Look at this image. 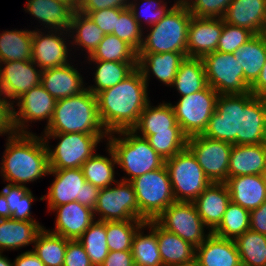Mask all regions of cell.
<instances>
[{
	"instance_id": "obj_47",
	"label": "cell",
	"mask_w": 266,
	"mask_h": 266,
	"mask_svg": "<svg viewBox=\"0 0 266 266\" xmlns=\"http://www.w3.org/2000/svg\"><path fill=\"white\" fill-rule=\"evenodd\" d=\"M142 29L135 20L131 10L126 8L120 10L116 29L112 34L127 42L138 52L143 41L142 37H144Z\"/></svg>"
},
{
	"instance_id": "obj_3",
	"label": "cell",
	"mask_w": 266,
	"mask_h": 266,
	"mask_svg": "<svg viewBox=\"0 0 266 266\" xmlns=\"http://www.w3.org/2000/svg\"><path fill=\"white\" fill-rule=\"evenodd\" d=\"M32 133L8 136L0 164L1 174L10 184L25 186L49 173L47 141Z\"/></svg>"
},
{
	"instance_id": "obj_65",
	"label": "cell",
	"mask_w": 266,
	"mask_h": 266,
	"mask_svg": "<svg viewBox=\"0 0 266 266\" xmlns=\"http://www.w3.org/2000/svg\"><path fill=\"white\" fill-rule=\"evenodd\" d=\"M185 266H202L196 259L193 262L187 263Z\"/></svg>"
},
{
	"instance_id": "obj_40",
	"label": "cell",
	"mask_w": 266,
	"mask_h": 266,
	"mask_svg": "<svg viewBox=\"0 0 266 266\" xmlns=\"http://www.w3.org/2000/svg\"><path fill=\"white\" fill-rule=\"evenodd\" d=\"M250 229V211L230 201L220 224L211 232L224 239L235 240Z\"/></svg>"
},
{
	"instance_id": "obj_28",
	"label": "cell",
	"mask_w": 266,
	"mask_h": 266,
	"mask_svg": "<svg viewBox=\"0 0 266 266\" xmlns=\"http://www.w3.org/2000/svg\"><path fill=\"white\" fill-rule=\"evenodd\" d=\"M133 131L141 132L142 137L147 138L157 132H183L177 123L171 103H160L157 107L150 102L140 114L138 123L132 128Z\"/></svg>"
},
{
	"instance_id": "obj_54",
	"label": "cell",
	"mask_w": 266,
	"mask_h": 266,
	"mask_svg": "<svg viewBox=\"0 0 266 266\" xmlns=\"http://www.w3.org/2000/svg\"><path fill=\"white\" fill-rule=\"evenodd\" d=\"M130 0H83L79 11H97L107 8H129Z\"/></svg>"
},
{
	"instance_id": "obj_44",
	"label": "cell",
	"mask_w": 266,
	"mask_h": 266,
	"mask_svg": "<svg viewBox=\"0 0 266 266\" xmlns=\"http://www.w3.org/2000/svg\"><path fill=\"white\" fill-rule=\"evenodd\" d=\"M77 240L84 246L91 263L100 266L109 253L105 222L94 221Z\"/></svg>"
},
{
	"instance_id": "obj_59",
	"label": "cell",
	"mask_w": 266,
	"mask_h": 266,
	"mask_svg": "<svg viewBox=\"0 0 266 266\" xmlns=\"http://www.w3.org/2000/svg\"><path fill=\"white\" fill-rule=\"evenodd\" d=\"M250 92L256 97L266 98V61L256 82L250 87Z\"/></svg>"
},
{
	"instance_id": "obj_61",
	"label": "cell",
	"mask_w": 266,
	"mask_h": 266,
	"mask_svg": "<svg viewBox=\"0 0 266 266\" xmlns=\"http://www.w3.org/2000/svg\"><path fill=\"white\" fill-rule=\"evenodd\" d=\"M68 5L72 6L75 10H79L81 6V0H61Z\"/></svg>"
},
{
	"instance_id": "obj_34",
	"label": "cell",
	"mask_w": 266,
	"mask_h": 266,
	"mask_svg": "<svg viewBox=\"0 0 266 266\" xmlns=\"http://www.w3.org/2000/svg\"><path fill=\"white\" fill-rule=\"evenodd\" d=\"M207 86L203 59L185 57L180 64L172 87H175L181 96H187L201 91Z\"/></svg>"
},
{
	"instance_id": "obj_12",
	"label": "cell",
	"mask_w": 266,
	"mask_h": 266,
	"mask_svg": "<svg viewBox=\"0 0 266 266\" xmlns=\"http://www.w3.org/2000/svg\"><path fill=\"white\" fill-rule=\"evenodd\" d=\"M117 186L100 189L94 213L99 221L139 220V206L130 181L120 180Z\"/></svg>"
},
{
	"instance_id": "obj_20",
	"label": "cell",
	"mask_w": 266,
	"mask_h": 266,
	"mask_svg": "<svg viewBox=\"0 0 266 266\" xmlns=\"http://www.w3.org/2000/svg\"><path fill=\"white\" fill-rule=\"evenodd\" d=\"M57 211L54 234L69 240H77L94 222V211L77 201L62 204L53 209Z\"/></svg>"
},
{
	"instance_id": "obj_2",
	"label": "cell",
	"mask_w": 266,
	"mask_h": 266,
	"mask_svg": "<svg viewBox=\"0 0 266 266\" xmlns=\"http://www.w3.org/2000/svg\"><path fill=\"white\" fill-rule=\"evenodd\" d=\"M146 81L136 68L115 86L99 92L97 97L100 120L108 133L132 129L150 102Z\"/></svg>"
},
{
	"instance_id": "obj_11",
	"label": "cell",
	"mask_w": 266,
	"mask_h": 266,
	"mask_svg": "<svg viewBox=\"0 0 266 266\" xmlns=\"http://www.w3.org/2000/svg\"><path fill=\"white\" fill-rule=\"evenodd\" d=\"M208 85L219 95L247 94L250 87L244 80L242 66L233 54L215 51L203 58Z\"/></svg>"
},
{
	"instance_id": "obj_57",
	"label": "cell",
	"mask_w": 266,
	"mask_h": 266,
	"mask_svg": "<svg viewBox=\"0 0 266 266\" xmlns=\"http://www.w3.org/2000/svg\"><path fill=\"white\" fill-rule=\"evenodd\" d=\"M99 191L100 189L98 187H95L89 182H85L82 186L81 199L78 202L94 210Z\"/></svg>"
},
{
	"instance_id": "obj_51",
	"label": "cell",
	"mask_w": 266,
	"mask_h": 266,
	"mask_svg": "<svg viewBox=\"0 0 266 266\" xmlns=\"http://www.w3.org/2000/svg\"><path fill=\"white\" fill-rule=\"evenodd\" d=\"M120 8H107L97 11H80L89 16V18L101 29L105 34H112L116 29L117 19H119Z\"/></svg>"
},
{
	"instance_id": "obj_46",
	"label": "cell",
	"mask_w": 266,
	"mask_h": 266,
	"mask_svg": "<svg viewBox=\"0 0 266 266\" xmlns=\"http://www.w3.org/2000/svg\"><path fill=\"white\" fill-rule=\"evenodd\" d=\"M146 139L165 161L185 149L188 141L184 132H157Z\"/></svg>"
},
{
	"instance_id": "obj_23",
	"label": "cell",
	"mask_w": 266,
	"mask_h": 266,
	"mask_svg": "<svg viewBox=\"0 0 266 266\" xmlns=\"http://www.w3.org/2000/svg\"><path fill=\"white\" fill-rule=\"evenodd\" d=\"M232 202L252 211L266 201V181L263 175L227 178L225 182Z\"/></svg>"
},
{
	"instance_id": "obj_52",
	"label": "cell",
	"mask_w": 266,
	"mask_h": 266,
	"mask_svg": "<svg viewBox=\"0 0 266 266\" xmlns=\"http://www.w3.org/2000/svg\"><path fill=\"white\" fill-rule=\"evenodd\" d=\"M63 266H94L84 246L78 240H69Z\"/></svg>"
},
{
	"instance_id": "obj_1",
	"label": "cell",
	"mask_w": 266,
	"mask_h": 266,
	"mask_svg": "<svg viewBox=\"0 0 266 266\" xmlns=\"http://www.w3.org/2000/svg\"><path fill=\"white\" fill-rule=\"evenodd\" d=\"M204 136L233 145L266 143V98L219 95Z\"/></svg>"
},
{
	"instance_id": "obj_45",
	"label": "cell",
	"mask_w": 266,
	"mask_h": 266,
	"mask_svg": "<svg viewBox=\"0 0 266 266\" xmlns=\"http://www.w3.org/2000/svg\"><path fill=\"white\" fill-rule=\"evenodd\" d=\"M10 209L13 219L20 221L37 222L31 217V203L34 202V196L31 190L26 186L8 183L1 191Z\"/></svg>"
},
{
	"instance_id": "obj_63",
	"label": "cell",
	"mask_w": 266,
	"mask_h": 266,
	"mask_svg": "<svg viewBox=\"0 0 266 266\" xmlns=\"http://www.w3.org/2000/svg\"><path fill=\"white\" fill-rule=\"evenodd\" d=\"M259 35L265 40L266 42V16H265V19H264V22H263V26L261 28V31L259 33Z\"/></svg>"
},
{
	"instance_id": "obj_27",
	"label": "cell",
	"mask_w": 266,
	"mask_h": 266,
	"mask_svg": "<svg viewBox=\"0 0 266 266\" xmlns=\"http://www.w3.org/2000/svg\"><path fill=\"white\" fill-rule=\"evenodd\" d=\"M25 11L37 18L51 30L69 31L72 17L76 11L72 6L61 0H28Z\"/></svg>"
},
{
	"instance_id": "obj_15",
	"label": "cell",
	"mask_w": 266,
	"mask_h": 266,
	"mask_svg": "<svg viewBox=\"0 0 266 266\" xmlns=\"http://www.w3.org/2000/svg\"><path fill=\"white\" fill-rule=\"evenodd\" d=\"M17 106L19 111H15L13 106V124L16 133H30L25 130L28 125L25 122L47 120L49 125L55 109L56 99L51 96L40 83L31 88L25 94L17 99ZM26 126V127H25Z\"/></svg>"
},
{
	"instance_id": "obj_64",
	"label": "cell",
	"mask_w": 266,
	"mask_h": 266,
	"mask_svg": "<svg viewBox=\"0 0 266 266\" xmlns=\"http://www.w3.org/2000/svg\"><path fill=\"white\" fill-rule=\"evenodd\" d=\"M192 0H178L176 1V4H181V5H188Z\"/></svg>"
},
{
	"instance_id": "obj_43",
	"label": "cell",
	"mask_w": 266,
	"mask_h": 266,
	"mask_svg": "<svg viewBox=\"0 0 266 266\" xmlns=\"http://www.w3.org/2000/svg\"><path fill=\"white\" fill-rule=\"evenodd\" d=\"M144 223L142 220L105 221L108 250H131L134 235Z\"/></svg>"
},
{
	"instance_id": "obj_24",
	"label": "cell",
	"mask_w": 266,
	"mask_h": 266,
	"mask_svg": "<svg viewBox=\"0 0 266 266\" xmlns=\"http://www.w3.org/2000/svg\"><path fill=\"white\" fill-rule=\"evenodd\" d=\"M70 64L42 70L41 84L56 100L76 96L84 91L81 74Z\"/></svg>"
},
{
	"instance_id": "obj_25",
	"label": "cell",
	"mask_w": 266,
	"mask_h": 266,
	"mask_svg": "<svg viewBox=\"0 0 266 266\" xmlns=\"http://www.w3.org/2000/svg\"><path fill=\"white\" fill-rule=\"evenodd\" d=\"M266 167V143L233 145L228 166V178L262 175Z\"/></svg>"
},
{
	"instance_id": "obj_36",
	"label": "cell",
	"mask_w": 266,
	"mask_h": 266,
	"mask_svg": "<svg viewBox=\"0 0 266 266\" xmlns=\"http://www.w3.org/2000/svg\"><path fill=\"white\" fill-rule=\"evenodd\" d=\"M96 66L95 85L87 89L95 96L127 78L136 68L137 62L93 61Z\"/></svg>"
},
{
	"instance_id": "obj_41",
	"label": "cell",
	"mask_w": 266,
	"mask_h": 266,
	"mask_svg": "<svg viewBox=\"0 0 266 266\" xmlns=\"http://www.w3.org/2000/svg\"><path fill=\"white\" fill-rule=\"evenodd\" d=\"M137 51L124 40L113 34H106L89 61L137 62Z\"/></svg>"
},
{
	"instance_id": "obj_38",
	"label": "cell",
	"mask_w": 266,
	"mask_h": 266,
	"mask_svg": "<svg viewBox=\"0 0 266 266\" xmlns=\"http://www.w3.org/2000/svg\"><path fill=\"white\" fill-rule=\"evenodd\" d=\"M69 239L43 228L35 239L32 250L45 266H63Z\"/></svg>"
},
{
	"instance_id": "obj_17",
	"label": "cell",
	"mask_w": 266,
	"mask_h": 266,
	"mask_svg": "<svg viewBox=\"0 0 266 266\" xmlns=\"http://www.w3.org/2000/svg\"><path fill=\"white\" fill-rule=\"evenodd\" d=\"M52 33H51V32ZM50 34H42L37 30L32 35V58L31 60L41 69L47 70L69 64L68 49L65 38L61 35L64 30H50ZM55 31V32H54ZM55 34H54V33ZM58 32V33H56ZM57 34H59L57 36ZM61 37V38H60Z\"/></svg>"
},
{
	"instance_id": "obj_39",
	"label": "cell",
	"mask_w": 266,
	"mask_h": 266,
	"mask_svg": "<svg viewBox=\"0 0 266 266\" xmlns=\"http://www.w3.org/2000/svg\"><path fill=\"white\" fill-rule=\"evenodd\" d=\"M68 32V37L70 36V32H72L71 36L76 34L74 35L75 37L73 36L74 42L72 43H76L75 45H79L80 47L82 46L89 56L106 35L88 15L81 13L79 10L74 12Z\"/></svg>"
},
{
	"instance_id": "obj_60",
	"label": "cell",
	"mask_w": 266,
	"mask_h": 266,
	"mask_svg": "<svg viewBox=\"0 0 266 266\" xmlns=\"http://www.w3.org/2000/svg\"><path fill=\"white\" fill-rule=\"evenodd\" d=\"M12 218L8 202L4 194L0 191V219Z\"/></svg>"
},
{
	"instance_id": "obj_33",
	"label": "cell",
	"mask_w": 266,
	"mask_h": 266,
	"mask_svg": "<svg viewBox=\"0 0 266 266\" xmlns=\"http://www.w3.org/2000/svg\"><path fill=\"white\" fill-rule=\"evenodd\" d=\"M150 228V234L143 235L142 229ZM131 253L135 266H163L157 241V222L148 220L135 233Z\"/></svg>"
},
{
	"instance_id": "obj_55",
	"label": "cell",
	"mask_w": 266,
	"mask_h": 266,
	"mask_svg": "<svg viewBox=\"0 0 266 266\" xmlns=\"http://www.w3.org/2000/svg\"><path fill=\"white\" fill-rule=\"evenodd\" d=\"M100 266H135L131 250L109 251Z\"/></svg>"
},
{
	"instance_id": "obj_32",
	"label": "cell",
	"mask_w": 266,
	"mask_h": 266,
	"mask_svg": "<svg viewBox=\"0 0 266 266\" xmlns=\"http://www.w3.org/2000/svg\"><path fill=\"white\" fill-rule=\"evenodd\" d=\"M232 54L243 68L246 84L251 87L258 79L266 61L265 40L259 34H255Z\"/></svg>"
},
{
	"instance_id": "obj_13",
	"label": "cell",
	"mask_w": 266,
	"mask_h": 266,
	"mask_svg": "<svg viewBox=\"0 0 266 266\" xmlns=\"http://www.w3.org/2000/svg\"><path fill=\"white\" fill-rule=\"evenodd\" d=\"M233 144L202 135L188 138L187 147L195 155L207 178L213 183H225Z\"/></svg>"
},
{
	"instance_id": "obj_22",
	"label": "cell",
	"mask_w": 266,
	"mask_h": 266,
	"mask_svg": "<svg viewBox=\"0 0 266 266\" xmlns=\"http://www.w3.org/2000/svg\"><path fill=\"white\" fill-rule=\"evenodd\" d=\"M137 56V69L141 72L146 84L151 71L159 81L172 86L180 64L187 57V53H137Z\"/></svg>"
},
{
	"instance_id": "obj_35",
	"label": "cell",
	"mask_w": 266,
	"mask_h": 266,
	"mask_svg": "<svg viewBox=\"0 0 266 266\" xmlns=\"http://www.w3.org/2000/svg\"><path fill=\"white\" fill-rule=\"evenodd\" d=\"M33 31L12 30L0 34V63L30 61L32 58Z\"/></svg>"
},
{
	"instance_id": "obj_66",
	"label": "cell",
	"mask_w": 266,
	"mask_h": 266,
	"mask_svg": "<svg viewBox=\"0 0 266 266\" xmlns=\"http://www.w3.org/2000/svg\"><path fill=\"white\" fill-rule=\"evenodd\" d=\"M263 177L265 178V181H266V167H265V169H264V172H263Z\"/></svg>"
},
{
	"instance_id": "obj_29",
	"label": "cell",
	"mask_w": 266,
	"mask_h": 266,
	"mask_svg": "<svg viewBox=\"0 0 266 266\" xmlns=\"http://www.w3.org/2000/svg\"><path fill=\"white\" fill-rule=\"evenodd\" d=\"M265 16L266 0H232L222 19L231 25L259 34Z\"/></svg>"
},
{
	"instance_id": "obj_14",
	"label": "cell",
	"mask_w": 266,
	"mask_h": 266,
	"mask_svg": "<svg viewBox=\"0 0 266 266\" xmlns=\"http://www.w3.org/2000/svg\"><path fill=\"white\" fill-rule=\"evenodd\" d=\"M155 221L164 229L178 235L197 247L211 233L204 235L206 227L193 202H174L169 205Z\"/></svg>"
},
{
	"instance_id": "obj_21",
	"label": "cell",
	"mask_w": 266,
	"mask_h": 266,
	"mask_svg": "<svg viewBox=\"0 0 266 266\" xmlns=\"http://www.w3.org/2000/svg\"><path fill=\"white\" fill-rule=\"evenodd\" d=\"M230 201L226 184L211 182L193 203L204 225L212 232L220 224Z\"/></svg>"
},
{
	"instance_id": "obj_16",
	"label": "cell",
	"mask_w": 266,
	"mask_h": 266,
	"mask_svg": "<svg viewBox=\"0 0 266 266\" xmlns=\"http://www.w3.org/2000/svg\"><path fill=\"white\" fill-rule=\"evenodd\" d=\"M1 64L5 67L1 68ZM0 64V92L10 101L17 100L41 83L42 70L32 61H7ZM36 66V67H35Z\"/></svg>"
},
{
	"instance_id": "obj_19",
	"label": "cell",
	"mask_w": 266,
	"mask_h": 266,
	"mask_svg": "<svg viewBox=\"0 0 266 266\" xmlns=\"http://www.w3.org/2000/svg\"><path fill=\"white\" fill-rule=\"evenodd\" d=\"M48 174L55 175V179L46 196L40 200H47L49 210L81 199L82 186L86 180L82 168L49 170Z\"/></svg>"
},
{
	"instance_id": "obj_49",
	"label": "cell",
	"mask_w": 266,
	"mask_h": 266,
	"mask_svg": "<svg viewBox=\"0 0 266 266\" xmlns=\"http://www.w3.org/2000/svg\"><path fill=\"white\" fill-rule=\"evenodd\" d=\"M141 1H143L142 2L143 6H141L142 10L139 11L140 13L138 12V10L140 8H137L136 2L133 3L134 1H132V2H130V5H129V9L131 10L135 20L139 23L141 28H142L141 24H143V23H141L142 22L141 18H144L145 22L149 23V26H152V25L156 24L157 22H159L164 16H166L169 13V11L176 5V3H174V5L171 8L167 9V6H166L167 2L165 3L164 2L165 0L164 1H162V0L161 1L160 0H157V1L156 0H141ZM144 7H147V8H144ZM150 8H152V9H150ZM151 10H153V11H151ZM148 12H150L149 15H147ZM151 12H152V14H151Z\"/></svg>"
},
{
	"instance_id": "obj_10",
	"label": "cell",
	"mask_w": 266,
	"mask_h": 266,
	"mask_svg": "<svg viewBox=\"0 0 266 266\" xmlns=\"http://www.w3.org/2000/svg\"><path fill=\"white\" fill-rule=\"evenodd\" d=\"M218 96L208 85L201 91L181 96L176 105L171 104L177 123L188 138L205 132L209 119L216 110Z\"/></svg>"
},
{
	"instance_id": "obj_26",
	"label": "cell",
	"mask_w": 266,
	"mask_h": 266,
	"mask_svg": "<svg viewBox=\"0 0 266 266\" xmlns=\"http://www.w3.org/2000/svg\"><path fill=\"white\" fill-rule=\"evenodd\" d=\"M195 259L202 266H239L241 264L235 241L220 238L212 233L196 247Z\"/></svg>"
},
{
	"instance_id": "obj_48",
	"label": "cell",
	"mask_w": 266,
	"mask_h": 266,
	"mask_svg": "<svg viewBox=\"0 0 266 266\" xmlns=\"http://www.w3.org/2000/svg\"><path fill=\"white\" fill-rule=\"evenodd\" d=\"M254 35L252 31L246 28L231 25L223 21V30L216 51L232 54Z\"/></svg>"
},
{
	"instance_id": "obj_50",
	"label": "cell",
	"mask_w": 266,
	"mask_h": 266,
	"mask_svg": "<svg viewBox=\"0 0 266 266\" xmlns=\"http://www.w3.org/2000/svg\"><path fill=\"white\" fill-rule=\"evenodd\" d=\"M232 0H192L187 6L197 18H223Z\"/></svg>"
},
{
	"instance_id": "obj_7",
	"label": "cell",
	"mask_w": 266,
	"mask_h": 266,
	"mask_svg": "<svg viewBox=\"0 0 266 266\" xmlns=\"http://www.w3.org/2000/svg\"><path fill=\"white\" fill-rule=\"evenodd\" d=\"M130 182L139 206V220H155L169 205L176 202L165 165Z\"/></svg>"
},
{
	"instance_id": "obj_9",
	"label": "cell",
	"mask_w": 266,
	"mask_h": 266,
	"mask_svg": "<svg viewBox=\"0 0 266 266\" xmlns=\"http://www.w3.org/2000/svg\"><path fill=\"white\" fill-rule=\"evenodd\" d=\"M43 139L53 136L59 138L55 149L47 144L49 169H75L81 168L83 163L89 159L95 151L97 144L108 134H84V133H44ZM55 137V138H54Z\"/></svg>"
},
{
	"instance_id": "obj_56",
	"label": "cell",
	"mask_w": 266,
	"mask_h": 266,
	"mask_svg": "<svg viewBox=\"0 0 266 266\" xmlns=\"http://www.w3.org/2000/svg\"><path fill=\"white\" fill-rule=\"evenodd\" d=\"M250 230L266 235V201L250 211Z\"/></svg>"
},
{
	"instance_id": "obj_8",
	"label": "cell",
	"mask_w": 266,
	"mask_h": 266,
	"mask_svg": "<svg viewBox=\"0 0 266 266\" xmlns=\"http://www.w3.org/2000/svg\"><path fill=\"white\" fill-rule=\"evenodd\" d=\"M176 202H193L211 183L186 147L165 161Z\"/></svg>"
},
{
	"instance_id": "obj_30",
	"label": "cell",
	"mask_w": 266,
	"mask_h": 266,
	"mask_svg": "<svg viewBox=\"0 0 266 266\" xmlns=\"http://www.w3.org/2000/svg\"><path fill=\"white\" fill-rule=\"evenodd\" d=\"M157 241L163 266H185L195 260L196 247L158 223Z\"/></svg>"
},
{
	"instance_id": "obj_5",
	"label": "cell",
	"mask_w": 266,
	"mask_h": 266,
	"mask_svg": "<svg viewBox=\"0 0 266 266\" xmlns=\"http://www.w3.org/2000/svg\"><path fill=\"white\" fill-rule=\"evenodd\" d=\"M115 133L108 134L107 145L114 152L116 165H119L130 177H123L121 180L131 181L165 165V160L151 147L147 139L132 129L117 131L116 134H120L119 138L112 135Z\"/></svg>"
},
{
	"instance_id": "obj_42",
	"label": "cell",
	"mask_w": 266,
	"mask_h": 266,
	"mask_svg": "<svg viewBox=\"0 0 266 266\" xmlns=\"http://www.w3.org/2000/svg\"><path fill=\"white\" fill-rule=\"evenodd\" d=\"M234 241L242 265L266 266V235L249 229Z\"/></svg>"
},
{
	"instance_id": "obj_53",
	"label": "cell",
	"mask_w": 266,
	"mask_h": 266,
	"mask_svg": "<svg viewBox=\"0 0 266 266\" xmlns=\"http://www.w3.org/2000/svg\"><path fill=\"white\" fill-rule=\"evenodd\" d=\"M1 96L3 98H1ZM13 103L7 100L0 92V135L8 134L9 136L16 133L13 124Z\"/></svg>"
},
{
	"instance_id": "obj_62",
	"label": "cell",
	"mask_w": 266,
	"mask_h": 266,
	"mask_svg": "<svg viewBox=\"0 0 266 266\" xmlns=\"http://www.w3.org/2000/svg\"><path fill=\"white\" fill-rule=\"evenodd\" d=\"M0 266H14L6 257H4L0 252Z\"/></svg>"
},
{
	"instance_id": "obj_37",
	"label": "cell",
	"mask_w": 266,
	"mask_h": 266,
	"mask_svg": "<svg viewBox=\"0 0 266 266\" xmlns=\"http://www.w3.org/2000/svg\"><path fill=\"white\" fill-rule=\"evenodd\" d=\"M107 148L111 158L104 157L100 154H93L81 167L86 182L91 183L99 189L109 187L113 185V182H117L114 178V168L115 164H117L116 157L113 150L109 146Z\"/></svg>"
},
{
	"instance_id": "obj_18",
	"label": "cell",
	"mask_w": 266,
	"mask_h": 266,
	"mask_svg": "<svg viewBox=\"0 0 266 266\" xmlns=\"http://www.w3.org/2000/svg\"><path fill=\"white\" fill-rule=\"evenodd\" d=\"M223 30L222 18L193 17L188 26L187 57L203 58L215 52Z\"/></svg>"
},
{
	"instance_id": "obj_4",
	"label": "cell",
	"mask_w": 266,
	"mask_h": 266,
	"mask_svg": "<svg viewBox=\"0 0 266 266\" xmlns=\"http://www.w3.org/2000/svg\"><path fill=\"white\" fill-rule=\"evenodd\" d=\"M109 134L98 113L97 97L87 88L76 96L56 101L44 133Z\"/></svg>"
},
{
	"instance_id": "obj_31",
	"label": "cell",
	"mask_w": 266,
	"mask_h": 266,
	"mask_svg": "<svg viewBox=\"0 0 266 266\" xmlns=\"http://www.w3.org/2000/svg\"><path fill=\"white\" fill-rule=\"evenodd\" d=\"M44 228L37 222L20 221L13 218L0 219V252L5 249L17 250L35 243L39 232Z\"/></svg>"
},
{
	"instance_id": "obj_6",
	"label": "cell",
	"mask_w": 266,
	"mask_h": 266,
	"mask_svg": "<svg viewBox=\"0 0 266 266\" xmlns=\"http://www.w3.org/2000/svg\"><path fill=\"white\" fill-rule=\"evenodd\" d=\"M192 15L186 5L176 4L159 22L150 26L137 53H187L188 26Z\"/></svg>"
},
{
	"instance_id": "obj_58",
	"label": "cell",
	"mask_w": 266,
	"mask_h": 266,
	"mask_svg": "<svg viewBox=\"0 0 266 266\" xmlns=\"http://www.w3.org/2000/svg\"><path fill=\"white\" fill-rule=\"evenodd\" d=\"M13 263L14 266H45L32 250L21 253Z\"/></svg>"
}]
</instances>
